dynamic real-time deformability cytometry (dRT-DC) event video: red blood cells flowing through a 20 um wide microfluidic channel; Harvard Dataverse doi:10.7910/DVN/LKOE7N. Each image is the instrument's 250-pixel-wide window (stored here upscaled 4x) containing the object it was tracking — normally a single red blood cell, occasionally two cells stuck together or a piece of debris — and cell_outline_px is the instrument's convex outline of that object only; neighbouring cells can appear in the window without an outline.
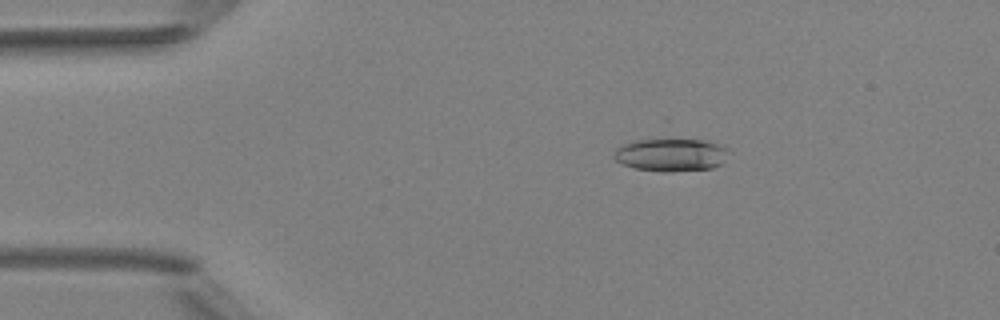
{"species": "Egyptian fruit bat (a non-hibernating species)", "species_latin": "Rousettus aegyptiacus", "temperature_condition": "room temperature", "stored_images_in_passage": 5, "camera_frame_rate_fps": 3000, "um_per_image_px": 0.085, "animal": {"sex": "female"}, "frame": {"image": 1, "passage_image": 3, "time_ms": 2.333, "image_size_px": [1000, 320], "cell_outline_px": [[728, 148], [724, 160], [720, 164], [712, 168], [672, 172], [664, 172], [636, 168], [624, 164], [616, 160], [612, 156], [612, 152], [616, 148], [624, 144], [636, 140], [668, 136], [704, 140], [720, 144]], "centroid_in_image_um": [57.01, 13.11], "position_along_channel_um": 28.0, "area_um2": 22.77}}